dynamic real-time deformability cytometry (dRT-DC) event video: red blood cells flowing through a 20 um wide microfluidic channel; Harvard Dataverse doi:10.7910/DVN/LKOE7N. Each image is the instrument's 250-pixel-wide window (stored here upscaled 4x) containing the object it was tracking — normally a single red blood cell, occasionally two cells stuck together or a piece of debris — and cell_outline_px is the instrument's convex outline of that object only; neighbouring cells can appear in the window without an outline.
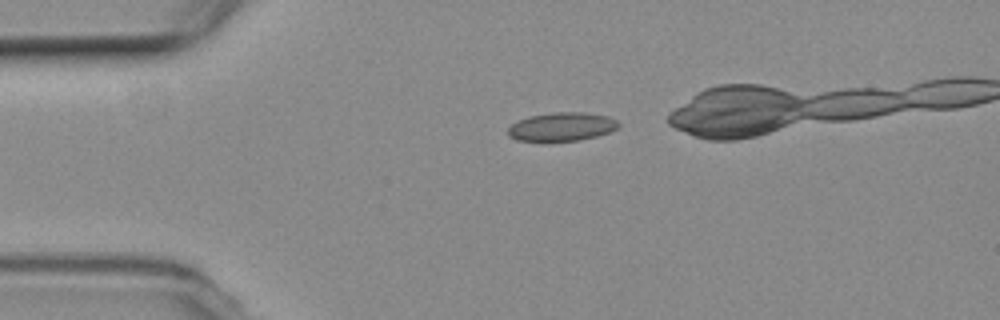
{"species": "common noctule bat (a hibernating species)", "species_latin": "Nyctalus noctula", "temperature_condition": "room temperature", "stored_images_in_passage": 3, "camera_frame_rate_fps": 3000, "um_per_image_px": 0.085, "animal": {"sex": "female", "body_mass_g": 19.3, "forearm_length_mm": 54.1}, "frame": {"image": 1, "passage_image": 1, "time_ms": 0.0, "image_size_px": [1000, 320], "cell_outline_px": [[620, 124], [616, 128], [608, 132], [596, 136], [580, 140], [516, 140], [508, 136], [508, 128], [512, 124], [528, 116], [552, 112], [584, 112], [608, 116], [616, 120]], "centroid_in_image_um": [47.75, 10.75], "position_along_channel_um": 37.3, "area_um2": 18.15}}